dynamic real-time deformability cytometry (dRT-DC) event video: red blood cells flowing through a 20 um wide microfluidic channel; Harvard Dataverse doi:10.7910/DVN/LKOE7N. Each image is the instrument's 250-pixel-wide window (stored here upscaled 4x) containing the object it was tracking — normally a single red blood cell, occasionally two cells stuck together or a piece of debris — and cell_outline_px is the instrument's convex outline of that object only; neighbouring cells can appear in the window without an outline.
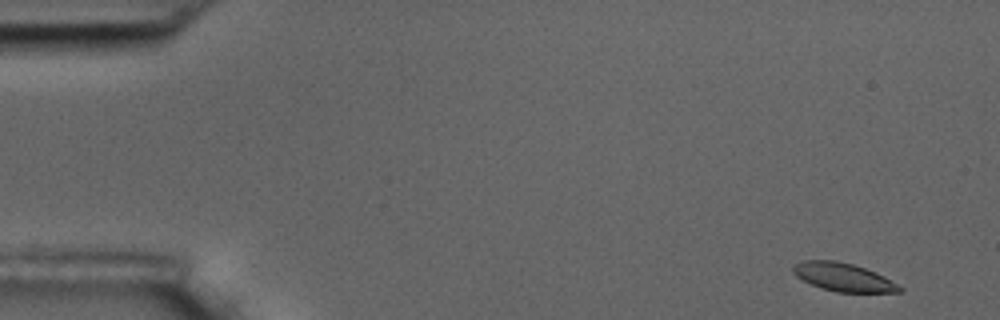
{"species": "common noctule bat (a hibernating species)", "species_latin": "Nyctalus noctula", "temperature_condition": "room temperature", "stored_images_in_passage": 4, "camera_frame_rate_fps": 3000, "um_per_image_px": 0.085, "animal": {"sex": "male", "body_mass_g": 17.5, "forearm_length_mm": 52.3}, "frame": {"image": 1, "passage_image": 1, "time_ms": 0.0, "image_size_px": [1000, 320], "cell_outline_px": [[904, 288], [900, 292], [836, 292], [820, 288], [796, 276], [792, 272], [792, 268], [796, 264], [804, 260], [836, 260], [852, 264], [864, 268], [884, 276]], "centroid_in_image_um": [71.68, 23.56], "position_along_channel_um": 13.3, "area_um2": 17.4}}
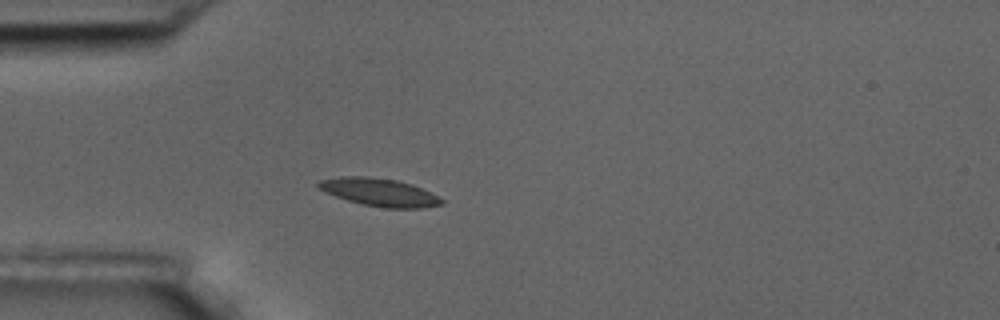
{"frame": {"image": 2, "passage_image": 4, "time_ms": 4.333, "image_size_px": [1000, 320], "cell_outline_px": [[444, 204], [424, 208], [384, 208], [364, 204], [348, 200], [324, 192], [316, 184], [320, 180], [340, 176], [368, 176], [396, 180], [412, 184], [440, 196], [444, 200]], "centroid_in_image_um": [32.29, 16.34], "position_along_channel_um": 52.7, "area_um2": 20.06}}